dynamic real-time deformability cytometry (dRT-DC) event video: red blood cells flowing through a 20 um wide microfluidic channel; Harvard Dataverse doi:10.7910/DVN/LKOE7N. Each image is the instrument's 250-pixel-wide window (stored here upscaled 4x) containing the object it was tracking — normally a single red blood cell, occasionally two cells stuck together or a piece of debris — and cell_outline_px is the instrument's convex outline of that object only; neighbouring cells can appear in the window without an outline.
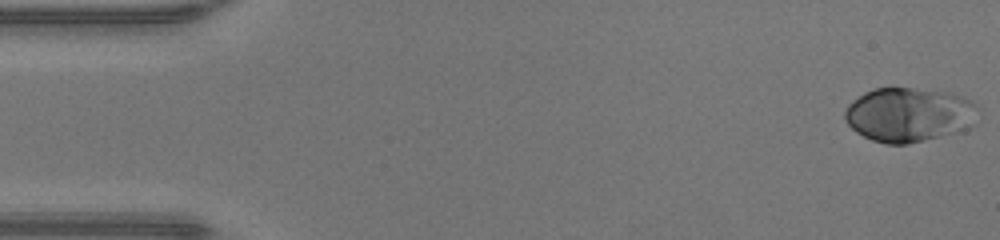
{"species": "human", "species_latin": "Homo sapiens", "temperature_condition": "warm", "stored_images_in_passage": 48, "camera_frame_rate_fps": 3000, "um_per_image_px": 0.085, "donor": {"sex": "male"}, "frame": {"image": 1, "passage_image": 1, "time_ms": 0.0, "image_size_px": [1000, 240], "cell_outline_px": [[980, 108], [972, 124], [964, 132], [908, 144], [888, 144], [872, 140], [856, 132], [844, 120], [844, 112], [848, 104], [852, 100], [864, 92], [876, 88], [912, 88], [952, 92], [964, 96], [972, 100]], "centroid_in_image_um": [77.31, 9.75], "position_along_channel_um": 7.7, "area_um2": 42.89}}
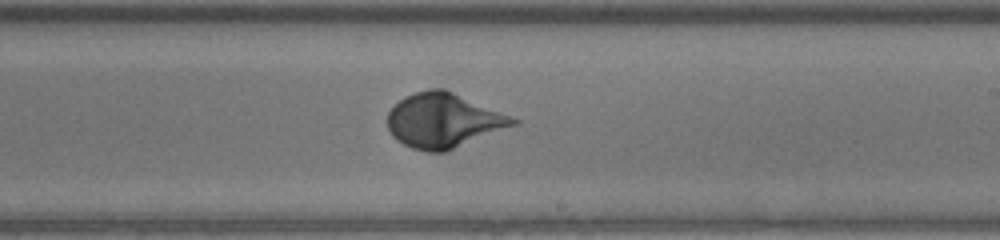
{"frame": {"image": 2, "passage_image": 28, "time_ms": 9.0, "image_size_px": [1000, 240], "cell_outline_px": [[520, 124], [448, 152], [428, 152], [412, 148], [396, 140], [392, 136], [388, 128], [388, 112], [404, 96], [428, 88], [444, 88], [520, 120]], "centroid_in_image_um": [37.73, 10.26], "position_along_channel_um": 251.3, "area_um2": 40.29}}
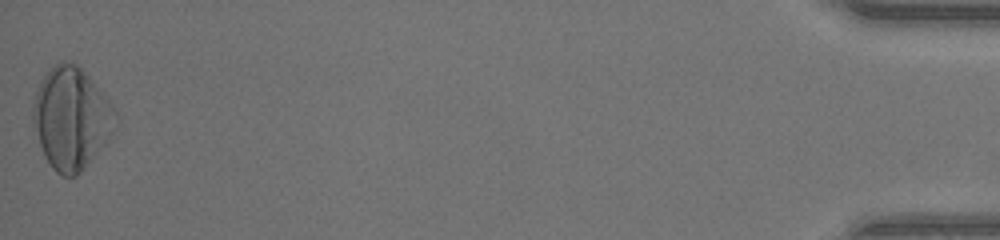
{"frame": {"image": 3, "passage_image": 48, "time_ms": 15.667, "image_size_px": [1000, 240], "cell_outline_px": [[116, 128], [108, 140], [80, 172], [76, 176], [64, 176], [56, 172], [52, 168], [44, 156], [32, 120], [32, 104], [36, 92], [44, 76], [56, 64], [64, 60], [68, 60], [76, 64], [92, 80], [112, 104], [116, 112]], "centroid_in_image_um": [6.06, 10.05], "position_along_channel_um": 429.1, "area_um2": 48.49}, "authors_computed_cell_mechanics": {"area_um2": 38.8127, "velocity_mm_per_s": 4.2535, "shape_relaxation_time_tau1_ms": 2.7045, "shape_relaxation_time_tau2_ms": null, "deformation_change_tau1": 0.1803, "deformation_change_tau2": null}}